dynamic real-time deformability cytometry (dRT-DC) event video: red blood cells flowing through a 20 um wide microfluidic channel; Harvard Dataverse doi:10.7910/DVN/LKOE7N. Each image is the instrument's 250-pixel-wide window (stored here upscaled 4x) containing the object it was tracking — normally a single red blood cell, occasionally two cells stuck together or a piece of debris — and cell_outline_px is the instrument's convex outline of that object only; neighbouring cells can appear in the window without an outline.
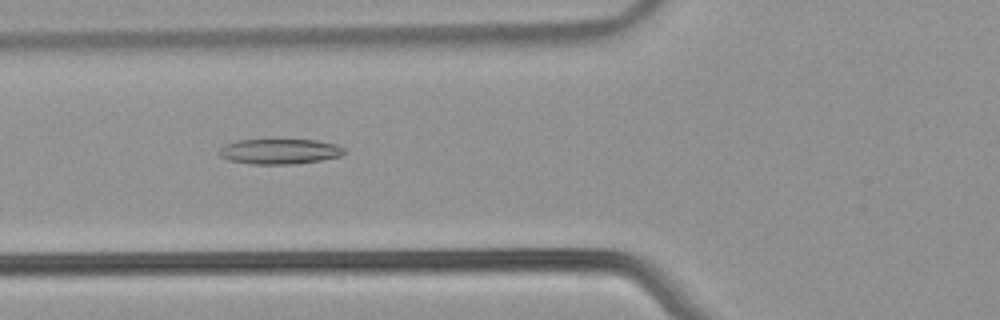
{"species": "common noctule bat (a hibernating species)", "species_latin": "Nyctalus noctula", "temperature_condition": "warm", "stored_images_in_passage": 54, "camera_frame_rate_fps": 3000, "um_per_image_px": 0.085, "animal": {"sex": "male", "body_mass_g": 21.5, "forearm_length_mm": 52.0}, "frame": {"image": 1, "passage_image": 21, "time_ms": 6.667, "image_size_px": [1000, 320], "cell_outline_px": [[344, 152], [340, 156], [320, 160], [292, 164], [248, 164], [228, 160], [220, 156], [216, 152], [224, 144], [236, 140], [316, 140], [336, 144], [344, 148]], "centroid_in_image_um": [23.7, 12.87], "position_along_channel_um": 102.1, "area_um2": 18.44}}
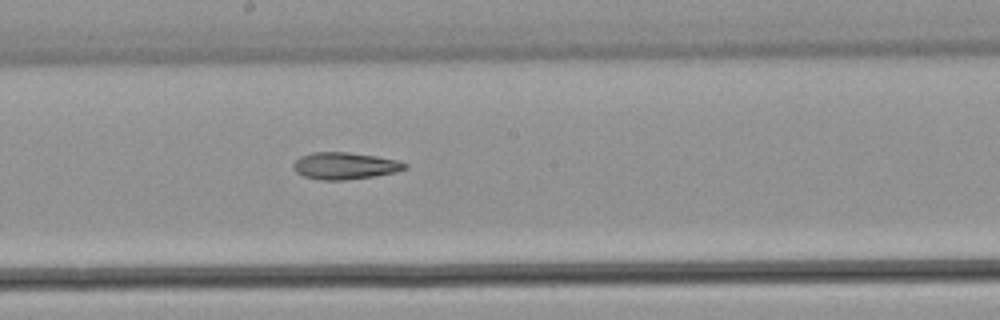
{"frame": {"image": 2, "passage_image": 30, "time_ms": 9.667, "image_size_px": [1000, 320], "cell_outline_px": [[408, 168], [396, 172], [376, 176], [344, 180], [320, 180], [304, 176], [296, 172], [292, 164], [300, 156], [312, 152], [348, 152], [376, 156], [400, 160], [408, 164]], "centroid_in_image_um": [29.35, 14.09], "position_along_channel_um": 218.9, "area_um2": 17.69}}
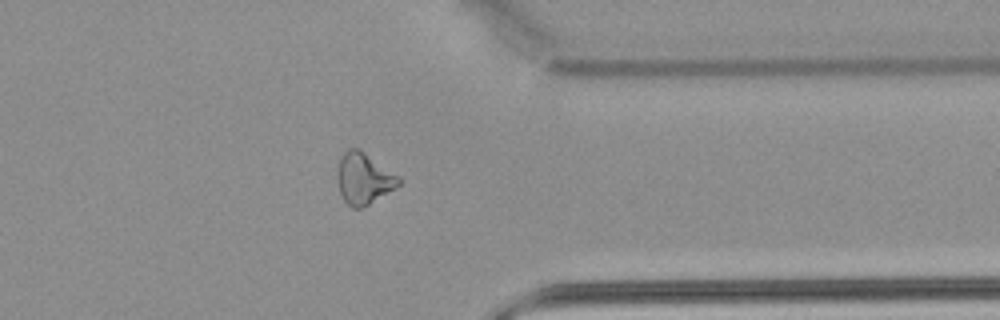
{"frame": {"image": 3, "passage_image": 43, "time_ms": 14.0, "image_size_px": [1000, 320], "cell_outline_px": [[400, 184], [364, 208], [352, 208], [344, 200], [340, 192], [336, 180], [336, 172], [340, 160], [344, 152], [348, 148], [356, 148], [364, 152], [400, 176]], "centroid_in_image_um": [30.9, 15.18], "position_along_channel_um": 380.5, "area_um2": 18.32}}